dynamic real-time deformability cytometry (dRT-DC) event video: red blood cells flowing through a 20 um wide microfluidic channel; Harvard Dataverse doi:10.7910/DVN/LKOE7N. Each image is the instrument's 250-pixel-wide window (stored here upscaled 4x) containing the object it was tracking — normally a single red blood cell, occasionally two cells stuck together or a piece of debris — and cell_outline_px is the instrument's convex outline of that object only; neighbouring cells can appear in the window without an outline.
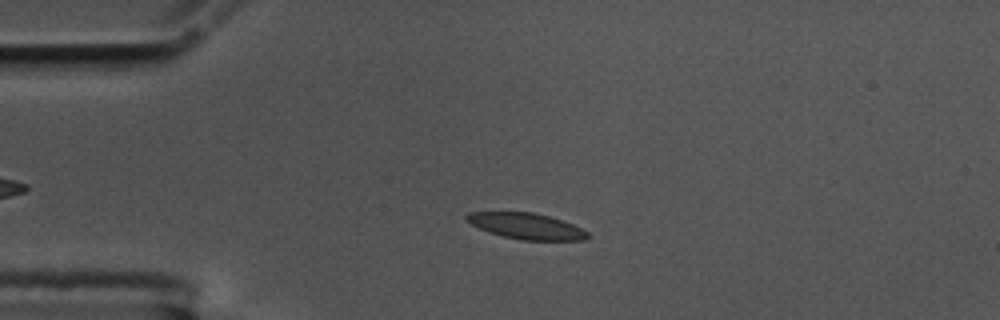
{"species": "common noctule bat (a hibernating species)", "species_latin": "Nyctalus noctula", "temperature_condition": "cold", "stored_images_in_passage": 56, "camera_frame_rate_fps": 3000, "um_per_image_px": 0.085, "animal": {"sex": "male", "body_mass_g": 17.5, "forearm_length_mm": 52.3}, "frame": {"image": 1, "passage_image": 12, "time_ms": 3.667, "image_size_px": [1000, 320], "cell_outline_px": [[592, 236], [588, 240], [520, 240], [488, 232], [472, 224], [464, 216], [468, 212], [532, 212], [548, 216], [572, 224], [588, 232]], "centroid_in_image_um": [44.77, 19.23], "position_along_channel_um": 40.2, "area_um2": 18.21}}
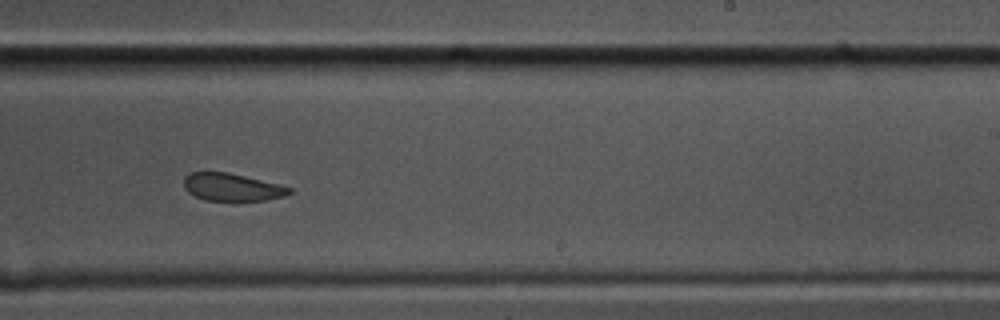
{"frame": {"image": 2, "passage_image": 34, "time_ms": 11.0, "image_size_px": [1000, 320], "cell_outline_px": [[292, 192], [284, 196], [264, 200], [204, 200], [188, 192], [184, 188], [184, 176], [192, 172], [228, 172], [280, 184], [292, 188]], "centroid_in_image_um": [19.72, 15.9], "position_along_channel_um": 269.3, "area_um2": 16.88}}
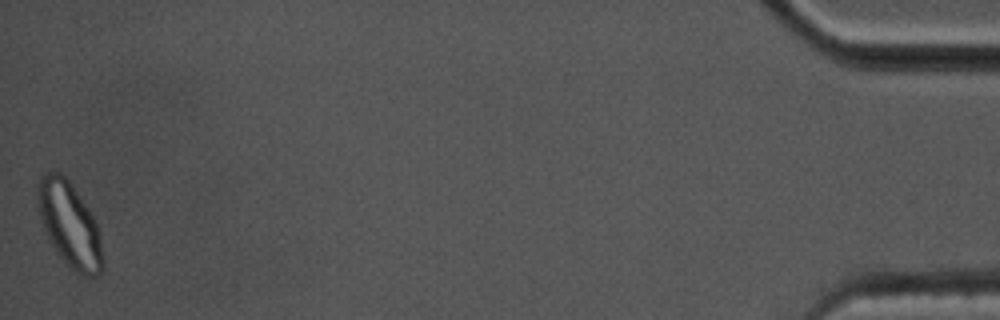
{"frame": {"image": 3, "passage_image": 56, "time_ms": 18.333, "image_size_px": [1000, 320], "cell_outline_px": [[104, 268], [96, 276], [84, 276], [76, 272], [56, 252], [40, 220], [36, 204], [36, 184], [40, 176], [44, 172], [60, 172], [72, 184], [88, 208], [96, 224], [100, 236], [104, 260]], "centroid_in_image_um": [5.88, 19.05], "position_along_channel_um": 429.3, "area_um2": 32.25}, "authors_computed_cell_mechanics": {"area_um2": 18.8717, "velocity_mm_per_s": 3.4819, "shape_relaxation_time_tau1_ms": 2.7587, "shape_relaxation_time_tau2_ms": 2.6425, "deformation_change_tau1": 0.1004, "deformation_change_tau2": 0.0771}}